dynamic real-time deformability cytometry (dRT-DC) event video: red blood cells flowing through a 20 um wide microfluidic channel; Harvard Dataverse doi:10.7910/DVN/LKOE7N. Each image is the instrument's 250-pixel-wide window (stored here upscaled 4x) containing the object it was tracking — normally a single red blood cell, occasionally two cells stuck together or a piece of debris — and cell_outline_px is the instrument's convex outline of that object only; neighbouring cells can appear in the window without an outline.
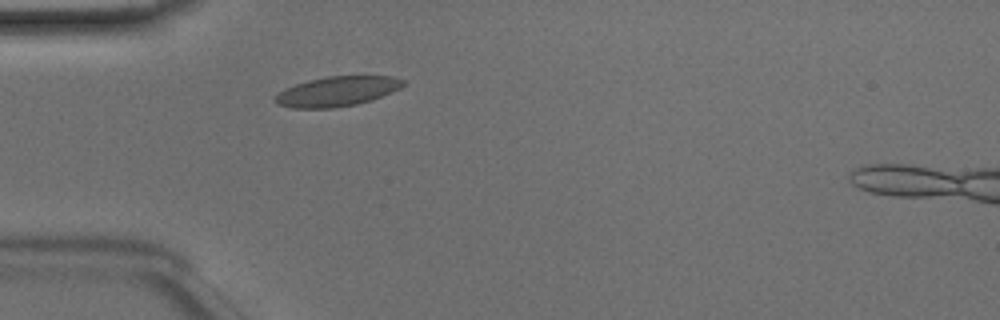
{"species": "Egyptian fruit bat (a non-hibernating species)", "species_latin": "Rousettus aegyptiacus", "temperature_condition": "room temperature", "stored_images_in_passage": 37, "segment_of_instrument_passage": [1, 2], "camera_frame_rate_fps": 3000, "um_per_image_px": 0.085, "animal": {"sex": "male"}, "frame": {"image": 1, "passage_image": 1, "time_ms": 0.0, "image_size_px": [1000, 320], "cell_outline_px": [[404, 84], [400, 88], [372, 100], [356, 104], [332, 108], [292, 108], [276, 104], [272, 100], [280, 92], [296, 84], [308, 80], [328, 76], [392, 76], [404, 80]], "centroid_in_image_um": [28.64, 7.77], "position_along_channel_um": 56.4, "area_um2": 22.08}}
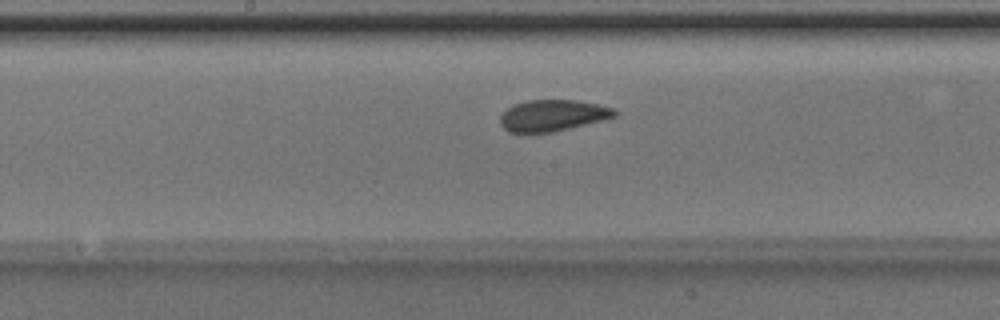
{"frame": {"image": 2, "passage_image": 12, "time_ms": 3.667, "image_size_px": [1000, 320], "cell_outline_px": [[616, 116], [552, 132], [508, 132], [500, 124], [500, 116], [508, 108], [516, 104], [528, 100], [576, 100], [616, 108]], "centroid_in_image_um": [46.96, 9.8], "position_along_channel_um": 201.2, "area_um2": 20.52}}
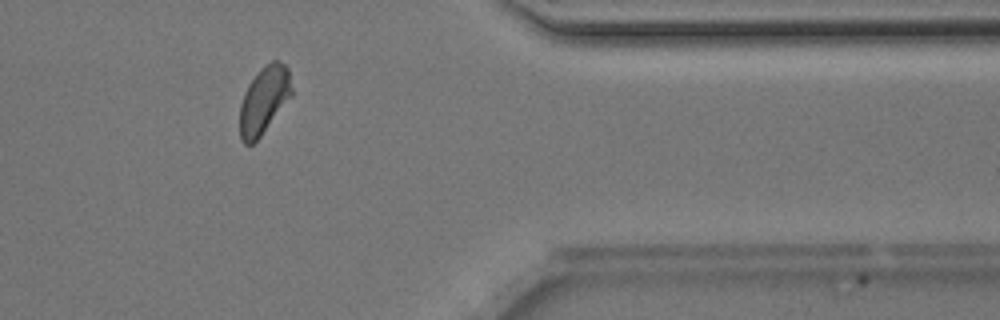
{"frame": {"image": 3, "passage_image": 27, "time_ms": 8.667, "image_size_px": [1000, 320], "cell_outline_px": [[292, 96], [260, 136], [252, 144], [244, 144], [240, 140], [240, 104], [244, 92], [248, 84], [260, 68], [264, 64], [272, 60], [280, 60], [288, 68], [292, 88]], "centroid_in_image_um": [22.44, 8.48], "position_along_channel_um": 389.0, "area_um2": 20.46}}